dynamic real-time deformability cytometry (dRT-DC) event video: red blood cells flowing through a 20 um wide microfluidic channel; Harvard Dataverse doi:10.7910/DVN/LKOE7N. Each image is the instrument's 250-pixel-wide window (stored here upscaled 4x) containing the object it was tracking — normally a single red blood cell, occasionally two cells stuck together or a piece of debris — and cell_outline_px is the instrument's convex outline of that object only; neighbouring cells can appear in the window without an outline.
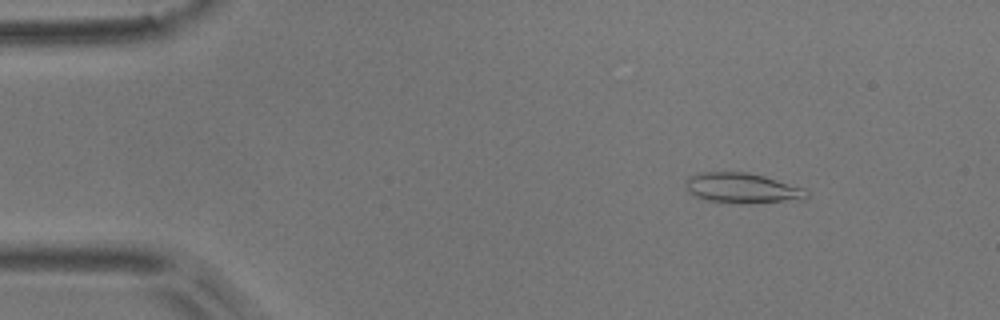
{"species": "common noctule bat (a hibernating species)", "species_latin": "Nyctalus noctula", "temperature_condition": "room temperature", "stored_images_in_passage": 5, "camera_frame_rate_fps": 3000, "um_per_image_px": 0.085, "animal": {"sex": "male", "body_mass_g": 17.9}, "frame": {"image": 1, "passage_image": 2, "time_ms": 0.333, "image_size_px": [1000, 320], "cell_outline_px": [[808, 196], [804, 200], [744, 204], [740, 204], [708, 200], [692, 196], [684, 184], [688, 176], [700, 172], [748, 172], [764, 176], [804, 188], [808, 192]], "centroid_in_image_um": [63.08, 16.0], "position_along_channel_um": 21.9, "area_um2": 21.62}}
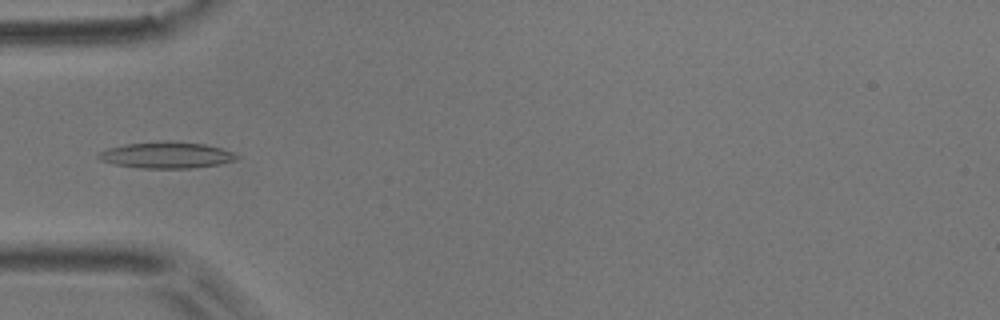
{"frame": {"image": 2, "passage_image": 5, "time_ms": 1.333, "image_size_px": [1000, 320], "cell_outline_px": [[240, 156], [236, 160], [220, 164], [192, 168], [140, 168], [116, 164], [100, 160], [96, 156], [100, 152], [108, 148], [124, 144], [204, 144], [220, 148], [232, 152]], "centroid_in_image_um": [14.16, 13.24], "position_along_channel_um": 70.8, "area_um2": 20.06}}